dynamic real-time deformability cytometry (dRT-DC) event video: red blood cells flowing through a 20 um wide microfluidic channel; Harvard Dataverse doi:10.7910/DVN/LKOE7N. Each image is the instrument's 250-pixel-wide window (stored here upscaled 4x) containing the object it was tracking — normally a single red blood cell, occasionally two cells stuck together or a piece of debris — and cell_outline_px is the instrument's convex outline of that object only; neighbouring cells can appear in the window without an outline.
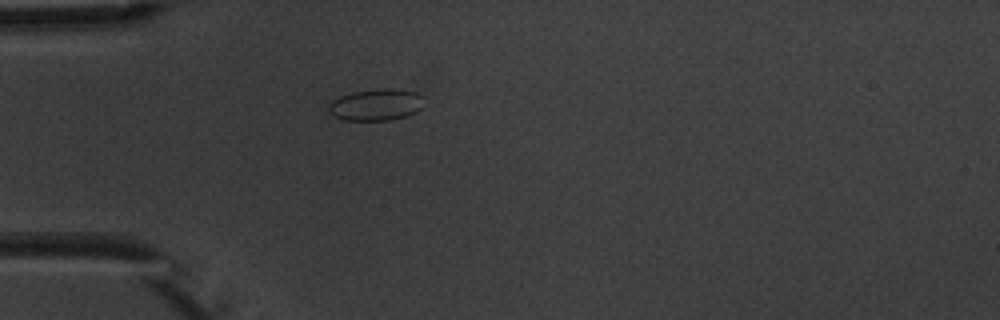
{"species": "common noctule bat (a hibernating species)", "species_latin": "Nyctalus noctula", "temperature_condition": "warm", "stored_images_in_passage": 1, "camera_frame_rate_fps": 3000, "um_per_image_px": 0.085, "animal": {"sex": "male", "body_mass_g": 20.1, "forearm_length_mm": 53.5}, "frame": {"image": 1, "passage_image": 1, "time_ms": 0.0, "image_size_px": [1000, 320], "cell_outline_px": [[420, 108], [416, 112], [404, 116], [388, 120], [344, 120], [332, 116], [328, 112], [328, 104], [332, 100], [340, 96], [352, 92], [384, 88], [392, 88], [416, 92], [420, 96]], "centroid_in_image_um": [31.87, 8.9], "position_along_channel_um": 53.1, "area_um2": 17.4}}